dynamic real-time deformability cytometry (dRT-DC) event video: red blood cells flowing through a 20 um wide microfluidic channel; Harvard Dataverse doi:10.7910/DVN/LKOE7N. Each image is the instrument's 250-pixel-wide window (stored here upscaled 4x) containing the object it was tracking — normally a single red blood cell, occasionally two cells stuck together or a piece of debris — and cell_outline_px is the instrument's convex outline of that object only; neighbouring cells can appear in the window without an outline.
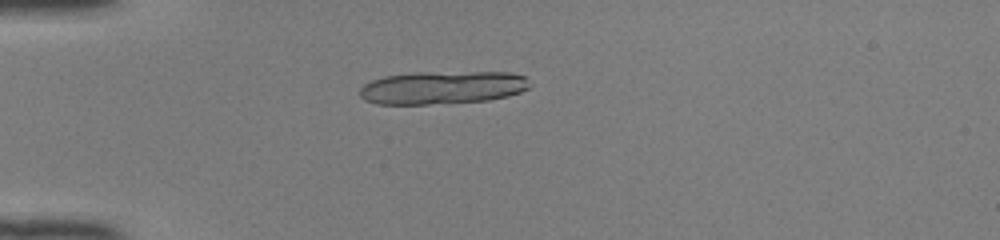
{"species": "common noctule bat (a hibernating species)", "species_latin": "Nyctalus noctula", "temperature_condition": "room temperature", "stored_images_in_passage": 36, "segment_of_instrument_passage": [1, 2], "camera_frame_rate_fps": 3000, "um_per_image_px": 0.085, "animal": {"sex": "female", "body_mass_g": 22.0, "forearm_length_mm": 56.7}, "frame": {"image": 1, "passage_image": 1, "time_ms": 0.0, "image_size_px": [1000, 240], "cell_outline_px": [[532, 84], [528, 88], [520, 92], [508, 96], [488, 100], [428, 104], [376, 104], [364, 100], [360, 96], [360, 88], [364, 84], [372, 80], [384, 76], [412, 72], [512, 72], [528, 76]], "centroid_in_image_um": [37.64, 7.43], "position_along_channel_um": 47.4, "area_um2": 33.12}}